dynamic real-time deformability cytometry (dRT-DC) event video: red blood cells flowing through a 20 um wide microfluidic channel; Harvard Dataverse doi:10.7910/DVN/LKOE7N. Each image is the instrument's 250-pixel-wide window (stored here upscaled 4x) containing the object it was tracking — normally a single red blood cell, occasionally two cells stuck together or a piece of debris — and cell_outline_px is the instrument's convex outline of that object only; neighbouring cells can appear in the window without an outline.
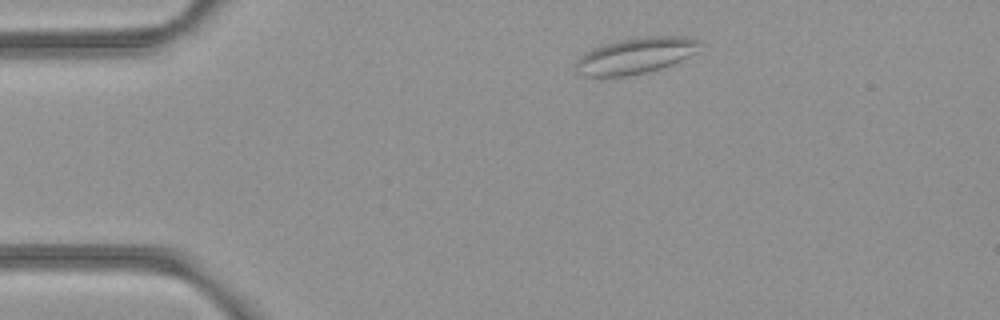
{"species": "common noctule bat (a hibernating species)", "species_latin": "Nyctalus noctula", "temperature_condition": "room temperature", "stored_images_in_passage": 3, "camera_frame_rate_fps": 3000, "um_per_image_px": 0.085, "animal": {"sex": "female", "body_mass_g": 21.9}, "frame": {"image": 1, "passage_image": 2, "time_ms": 0.333, "image_size_px": [1000, 320], "cell_outline_px": [[700, 40], [696, 52], [672, 64], [648, 72], [628, 76], [580, 76], [576, 72], [576, 60], [584, 52], [592, 48], [616, 40], [648, 36], [688, 36]], "centroid_in_image_um": [53.98, 4.73], "position_along_channel_um": 31.0, "area_um2": 26.13}}